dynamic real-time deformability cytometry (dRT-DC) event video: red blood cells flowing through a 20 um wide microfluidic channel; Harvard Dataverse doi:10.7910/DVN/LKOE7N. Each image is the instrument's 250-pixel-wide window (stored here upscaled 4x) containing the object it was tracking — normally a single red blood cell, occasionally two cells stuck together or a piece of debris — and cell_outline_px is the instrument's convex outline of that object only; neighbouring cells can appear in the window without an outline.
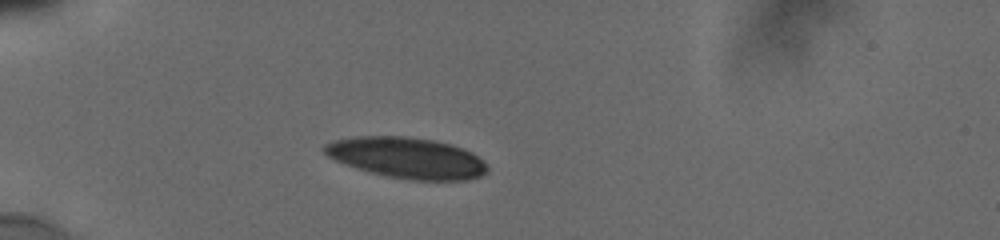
{"species": "human", "species_latin": "Homo sapiens", "temperature_condition": "cold", "stored_images_in_passage": 20, "camera_frame_rate_fps": 3000, "um_per_image_px": 0.085, "donor": {"sex": "male"}, "frame": {"image": 1, "passage_image": 1, "time_ms": 0.0, "image_size_px": [1000, 240], "cell_outline_px": [[488, 172], [480, 176], [468, 180], [412, 180], [384, 176], [368, 172], [344, 164], [328, 156], [324, 152], [324, 144], [336, 140], [356, 136], [404, 136], [432, 140], [452, 144], [472, 152], [488, 164]], "centroid_in_image_um": [34.61, 13.42], "position_along_channel_um": 50.4, "area_um2": 39.02}}
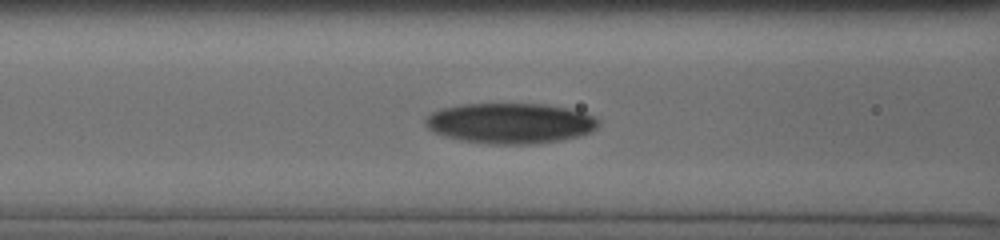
{"frame": {"image": 2, "passage_image": 17, "time_ms": 2.667, "image_size_px": [1000, 240], "cell_outline_px": [[600, 120], [596, 128], [588, 132], [564, 140], [532, 144], [488, 144], [460, 140], [444, 136], [432, 132], [424, 124], [424, 120], [432, 112], [444, 108], [464, 104], [544, 104], [568, 108], [584, 112]], "centroid_in_image_um": [43.35, 10.48], "position_along_channel_um": 123.3, "area_um2": 40.81}}